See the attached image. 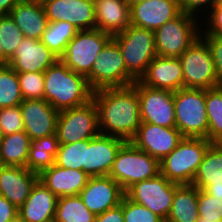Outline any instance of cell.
<instances>
[{
	"instance_id": "d590c367",
	"label": "cell",
	"mask_w": 222,
	"mask_h": 222,
	"mask_svg": "<svg viewBox=\"0 0 222 222\" xmlns=\"http://www.w3.org/2000/svg\"><path fill=\"white\" fill-rule=\"evenodd\" d=\"M0 38L4 54L10 58L24 39L23 32L9 15H0Z\"/></svg>"
},
{
	"instance_id": "d6a6232c",
	"label": "cell",
	"mask_w": 222,
	"mask_h": 222,
	"mask_svg": "<svg viewBox=\"0 0 222 222\" xmlns=\"http://www.w3.org/2000/svg\"><path fill=\"white\" fill-rule=\"evenodd\" d=\"M208 117V140L222 143V87L205 90Z\"/></svg>"
},
{
	"instance_id": "7bdbcfd3",
	"label": "cell",
	"mask_w": 222,
	"mask_h": 222,
	"mask_svg": "<svg viewBox=\"0 0 222 222\" xmlns=\"http://www.w3.org/2000/svg\"><path fill=\"white\" fill-rule=\"evenodd\" d=\"M219 1L221 0H178V4L182 12L196 17V11L200 9L199 7L202 9V7L209 4L205 7L212 9Z\"/></svg>"
},
{
	"instance_id": "836d02e7",
	"label": "cell",
	"mask_w": 222,
	"mask_h": 222,
	"mask_svg": "<svg viewBox=\"0 0 222 222\" xmlns=\"http://www.w3.org/2000/svg\"><path fill=\"white\" fill-rule=\"evenodd\" d=\"M23 102L17 73L9 66H0V109L19 106Z\"/></svg>"
},
{
	"instance_id": "5bb4252c",
	"label": "cell",
	"mask_w": 222,
	"mask_h": 222,
	"mask_svg": "<svg viewBox=\"0 0 222 222\" xmlns=\"http://www.w3.org/2000/svg\"><path fill=\"white\" fill-rule=\"evenodd\" d=\"M48 22L71 23L78 31L96 29L94 0H45Z\"/></svg>"
},
{
	"instance_id": "f5cc1de1",
	"label": "cell",
	"mask_w": 222,
	"mask_h": 222,
	"mask_svg": "<svg viewBox=\"0 0 222 222\" xmlns=\"http://www.w3.org/2000/svg\"><path fill=\"white\" fill-rule=\"evenodd\" d=\"M3 134H2V131H1V128H0V140L2 138Z\"/></svg>"
},
{
	"instance_id": "b9f144b4",
	"label": "cell",
	"mask_w": 222,
	"mask_h": 222,
	"mask_svg": "<svg viewBox=\"0 0 222 222\" xmlns=\"http://www.w3.org/2000/svg\"><path fill=\"white\" fill-rule=\"evenodd\" d=\"M208 20V21H207ZM207 30L203 32L204 36H216L222 38V0L219 1L209 13L206 19Z\"/></svg>"
},
{
	"instance_id": "ac0fdd59",
	"label": "cell",
	"mask_w": 222,
	"mask_h": 222,
	"mask_svg": "<svg viewBox=\"0 0 222 222\" xmlns=\"http://www.w3.org/2000/svg\"><path fill=\"white\" fill-rule=\"evenodd\" d=\"M126 142L122 138L101 133L88 139L86 173L90 177L109 176L117 153Z\"/></svg>"
},
{
	"instance_id": "ee69618b",
	"label": "cell",
	"mask_w": 222,
	"mask_h": 222,
	"mask_svg": "<svg viewBox=\"0 0 222 222\" xmlns=\"http://www.w3.org/2000/svg\"><path fill=\"white\" fill-rule=\"evenodd\" d=\"M94 222H124L123 199L120 205L96 215Z\"/></svg>"
},
{
	"instance_id": "1f68e13d",
	"label": "cell",
	"mask_w": 222,
	"mask_h": 222,
	"mask_svg": "<svg viewBox=\"0 0 222 222\" xmlns=\"http://www.w3.org/2000/svg\"><path fill=\"white\" fill-rule=\"evenodd\" d=\"M96 215L83 203L79 195L57 199L53 222H94Z\"/></svg>"
},
{
	"instance_id": "8992f818",
	"label": "cell",
	"mask_w": 222,
	"mask_h": 222,
	"mask_svg": "<svg viewBox=\"0 0 222 222\" xmlns=\"http://www.w3.org/2000/svg\"><path fill=\"white\" fill-rule=\"evenodd\" d=\"M112 39L121 50L127 71L139 80L157 56L154 32L130 25L123 32L112 36Z\"/></svg>"
},
{
	"instance_id": "6da1fadb",
	"label": "cell",
	"mask_w": 222,
	"mask_h": 222,
	"mask_svg": "<svg viewBox=\"0 0 222 222\" xmlns=\"http://www.w3.org/2000/svg\"><path fill=\"white\" fill-rule=\"evenodd\" d=\"M99 133L130 141L140 124L139 98L133 85L93 91Z\"/></svg>"
},
{
	"instance_id": "44dd1931",
	"label": "cell",
	"mask_w": 222,
	"mask_h": 222,
	"mask_svg": "<svg viewBox=\"0 0 222 222\" xmlns=\"http://www.w3.org/2000/svg\"><path fill=\"white\" fill-rule=\"evenodd\" d=\"M154 89L175 92L183 88V68L179 58L156 56L138 80Z\"/></svg>"
},
{
	"instance_id": "277c9868",
	"label": "cell",
	"mask_w": 222,
	"mask_h": 222,
	"mask_svg": "<svg viewBox=\"0 0 222 222\" xmlns=\"http://www.w3.org/2000/svg\"><path fill=\"white\" fill-rule=\"evenodd\" d=\"M176 129L184 137H200L208 140V117L205 90L181 88L174 92Z\"/></svg>"
},
{
	"instance_id": "c3c4849f",
	"label": "cell",
	"mask_w": 222,
	"mask_h": 222,
	"mask_svg": "<svg viewBox=\"0 0 222 222\" xmlns=\"http://www.w3.org/2000/svg\"><path fill=\"white\" fill-rule=\"evenodd\" d=\"M1 41L2 40L0 38V66H6L9 63V58L4 54Z\"/></svg>"
},
{
	"instance_id": "681fc988",
	"label": "cell",
	"mask_w": 222,
	"mask_h": 222,
	"mask_svg": "<svg viewBox=\"0 0 222 222\" xmlns=\"http://www.w3.org/2000/svg\"><path fill=\"white\" fill-rule=\"evenodd\" d=\"M8 222H25L21 216L18 214L16 215L14 218H12L11 220H9Z\"/></svg>"
},
{
	"instance_id": "3957f363",
	"label": "cell",
	"mask_w": 222,
	"mask_h": 222,
	"mask_svg": "<svg viewBox=\"0 0 222 222\" xmlns=\"http://www.w3.org/2000/svg\"><path fill=\"white\" fill-rule=\"evenodd\" d=\"M211 144L206 138L184 137L169 155L160 160V173L170 182L191 185Z\"/></svg>"
},
{
	"instance_id": "cb8c5ba5",
	"label": "cell",
	"mask_w": 222,
	"mask_h": 222,
	"mask_svg": "<svg viewBox=\"0 0 222 222\" xmlns=\"http://www.w3.org/2000/svg\"><path fill=\"white\" fill-rule=\"evenodd\" d=\"M96 29L114 36L131 25L130 5L126 0H94Z\"/></svg>"
},
{
	"instance_id": "9c48e42d",
	"label": "cell",
	"mask_w": 222,
	"mask_h": 222,
	"mask_svg": "<svg viewBox=\"0 0 222 222\" xmlns=\"http://www.w3.org/2000/svg\"><path fill=\"white\" fill-rule=\"evenodd\" d=\"M200 37L179 57L183 68V88L219 87L214 61L207 43Z\"/></svg>"
},
{
	"instance_id": "8fae6325",
	"label": "cell",
	"mask_w": 222,
	"mask_h": 222,
	"mask_svg": "<svg viewBox=\"0 0 222 222\" xmlns=\"http://www.w3.org/2000/svg\"><path fill=\"white\" fill-rule=\"evenodd\" d=\"M99 134L97 109L93 100L59 111L56 136L60 144L88 140Z\"/></svg>"
},
{
	"instance_id": "2e32d148",
	"label": "cell",
	"mask_w": 222,
	"mask_h": 222,
	"mask_svg": "<svg viewBox=\"0 0 222 222\" xmlns=\"http://www.w3.org/2000/svg\"><path fill=\"white\" fill-rule=\"evenodd\" d=\"M85 206L95 215L121 204L125 191L110 176L90 177L78 194Z\"/></svg>"
},
{
	"instance_id": "74e56055",
	"label": "cell",
	"mask_w": 222,
	"mask_h": 222,
	"mask_svg": "<svg viewBox=\"0 0 222 222\" xmlns=\"http://www.w3.org/2000/svg\"><path fill=\"white\" fill-rule=\"evenodd\" d=\"M23 100L44 99V73H17Z\"/></svg>"
},
{
	"instance_id": "d6986e66",
	"label": "cell",
	"mask_w": 222,
	"mask_h": 222,
	"mask_svg": "<svg viewBox=\"0 0 222 222\" xmlns=\"http://www.w3.org/2000/svg\"><path fill=\"white\" fill-rule=\"evenodd\" d=\"M131 25L155 32L182 11L178 0H145L130 7Z\"/></svg>"
},
{
	"instance_id": "4fadbf2b",
	"label": "cell",
	"mask_w": 222,
	"mask_h": 222,
	"mask_svg": "<svg viewBox=\"0 0 222 222\" xmlns=\"http://www.w3.org/2000/svg\"><path fill=\"white\" fill-rule=\"evenodd\" d=\"M132 85L139 98L141 123L176 128L174 92L150 88L138 80Z\"/></svg>"
},
{
	"instance_id": "7c38bea8",
	"label": "cell",
	"mask_w": 222,
	"mask_h": 222,
	"mask_svg": "<svg viewBox=\"0 0 222 222\" xmlns=\"http://www.w3.org/2000/svg\"><path fill=\"white\" fill-rule=\"evenodd\" d=\"M179 184L170 182L161 173L157 176L137 182L125 191L131 201L147 207L166 221Z\"/></svg>"
},
{
	"instance_id": "52a82bcc",
	"label": "cell",
	"mask_w": 222,
	"mask_h": 222,
	"mask_svg": "<svg viewBox=\"0 0 222 222\" xmlns=\"http://www.w3.org/2000/svg\"><path fill=\"white\" fill-rule=\"evenodd\" d=\"M196 20V21H195ZM198 19L184 12L166 22L155 32L156 55L179 58L200 37Z\"/></svg>"
},
{
	"instance_id": "603a6c76",
	"label": "cell",
	"mask_w": 222,
	"mask_h": 222,
	"mask_svg": "<svg viewBox=\"0 0 222 222\" xmlns=\"http://www.w3.org/2000/svg\"><path fill=\"white\" fill-rule=\"evenodd\" d=\"M39 180L58 198L76 196L86 186L90 176L82 170L52 165L43 170Z\"/></svg>"
},
{
	"instance_id": "7a4b0ae2",
	"label": "cell",
	"mask_w": 222,
	"mask_h": 222,
	"mask_svg": "<svg viewBox=\"0 0 222 222\" xmlns=\"http://www.w3.org/2000/svg\"><path fill=\"white\" fill-rule=\"evenodd\" d=\"M44 100L57 111L82 106L92 100L86 76L75 73L60 59L44 72Z\"/></svg>"
},
{
	"instance_id": "7dc6e473",
	"label": "cell",
	"mask_w": 222,
	"mask_h": 222,
	"mask_svg": "<svg viewBox=\"0 0 222 222\" xmlns=\"http://www.w3.org/2000/svg\"><path fill=\"white\" fill-rule=\"evenodd\" d=\"M209 195L222 201V185L219 186H206L203 189Z\"/></svg>"
},
{
	"instance_id": "ba28073f",
	"label": "cell",
	"mask_w": 222,
	"mask_h": 222,
	"mask_svg": "<svg viewBox=\"0 0 222 222\" xmlns=\"http://www.w3.org/2000/svg\"><path fill=\"white\" fill-rule=\"evenodd\" d=\"M86 78L93 91L103 88L126 87L136 81L127 71L121 50L113 39L100 51Z\"/></svg>"
},
{
	"instance_id": "30bf717a",
	"label": "cell",
	"mask_w": 222,
	"mask_h": 222,
	"mask_svg": "<svg viewBox=\"0 0 222 222\" xmlns=\"http://www.w3.org/2000/svg\"><path fill=\"white\" fill-rule=\"evenodd\" d=\"M111 39L110 34L99 29L78 31L59 59L75 73L87 76L100 51Z\"/></svg>"
},
{
	"instance_id": "816d5d0a",
	"label": "cell",
	"mask_w": 222,
	"mask_h": 222,
	"mask_svg": "<svg viewBox=\"0 0 222 222\" xmlns=\"http://www.w3.org/2000/svg\"><path fill=\"white\" fill-rule=\"evenodd\" d=\"M30 1H36V2L42 3V2L45 1V0H30Z\"/></svg>"
},
{
	"instance_id": "f35d334b",
	"label": "cell",
	"mask_w": 222,
	"mask_h": 222,
	"mask_svg": "<svg viewBox=\"0 0 222 222\" xmlns=\"http://www.w3.org/2000/svg\"><path fill=\"white\" fill-rule=\"evenodd\" d=\"M124 222H165L150 209L123 197Z\"/></svg>"
},
{
	"instance_id": "83f0119b",
	"label": "cell",
	"mask_w": 222,
	"mask_h": 222,
	"mask_svg": "<svg viewBox=\"0 0 222 222\" xmlns=\"http://www.w3.org/2000/svg\"><path fill=\"white\" fill-rule=\"evenodd\" d=\"M191 185L198 189L222 185V143L209 146Z\"/></svg>"
},
{
	"instance_id": "f1b7e54d",
	"label": "cell",
	"mask_w": 222,
	"mask_h": 222,
	"mask_svg": "<svg viewBox=\"0 0 222 222\" xmlns=\"http://www.w3.org/2000/svg\"><path fill=\"white\" fill-rule=\"evenodd\" d=\"M31 138L25 131L2 136L0 140V165L26 167Z\"/></svg>"
},
{
	"instance_id": "4316f807",
	"label": "cell",
	"mask_w": 222,
	"mask_h": 222,
	"mask_svg": "<svg viewBox=\"0 0 222 222\" xmlns=\"http://www.w3.org/2000/svg\"><path fill=\"white\" fill-rule=\"evenodd\" d=\"M198 188L193 185H179L175 189L171 211L165 222H197Z\"/></svg>"
},
{
	"instance_id": "e575fe53",
	"label": "cell",
	"mask_w": 222,
	"mask_h": 222,
	"mask_svg": "<svg viewBox=\"0 0 222 222\" xmlns=\"http://www.w3.org/2000/svg\"><path fill=\"white\" fill-rule=\"evenodd\" d=\"M88 140L70 144H60L55 157V165L62 168L78 169L86 173V148Z\"/></svg>"
},
{
	"instance_id": "5b68a950",
	"label": "cell",
	"mask_w": 222,
	"mask_h": 222,
	"mask_svg": "<svg viewBox=\"0 0 222 222\" xmlns=\"http://www.w3.org/2000/svg\"><path fill=\"white\" fill-rule=\"evenodd\" d=\"M160 174V161L127 141L117 153L109 176L124 191L133 184Z\"/></svg>"
},
{
	"instance_id": "e0dca14e",
	"label": "cell",
	"mask_w": 222,
	"mask_h": 222,
	"mask_svg": "<svg viewBox=\"0 0 222 222\" xmlns=\"http://www.w3.org/2000/svg\"><path fill=\"white\" fill-rule=\"evenodd\" d=\"M19 106L24 131L31 140L56 134L59 111L50 103L44 99L23 100Z\"/></svg>"
},
{
	"instance_id": "60d3db41",
	"label": "cell",
	"mask_w": 222,
	"mask_h": 222,
	"mask_svg": "<svg viewBox=\"0 0 222 222\" xmlns=\"http://www.w3.org/2000/svg\"><path fill=\"white\" fill-rule=\"evenodd\" d=\"M207 43L215 65L218 86L222 87V38L216 36H203Z\"/></svg>"
},
{
	"instance_id": "ab89813d",
	"label": "cell",
	"mask_w": 222,
	"mask_h": 222,
	"mask_svg": "<svg viewBox=\"0 0 222 222\" xmlns=\"http://www.w3.org/2000/svg\"><path fill=\"white\" fill-rule=\"evenodd\" d=\"M0 128L3 136L24 131L20 106L0 109Z\"/></svg>"
},
{
	"instance_id": "9a60e30c",
	"label": "cell",
	"mask_w": 222,
	"mask_h": 222,
	"mask_svg": "<svg viewBox=\"0 0 222 222\" xmlns=\"http://www.w3.org/2000/svg\"><path fill=\"white\" fill-rule=\"evenodd\" d=\"M183 138L184 136L176 128L141 123L130 142L160 161L169 155Z\"/></svg>"
},
{
	"instance_id": "ffe728a7",
	"label": "cell",
	"mask_w": 222,
	"mask_h": 222,
	"mask_svg": "<svg viewBox=\"0 0 222 222\" xmlns=\"http://www.w3.org/2000/svg\"><path fill=\"white\" fill-rule=\"evenodd\" d=\"M58 59L40 40L24 38L9 58L8 65L16 73H44Z\"/></svg>"
},
{
	"instance_id": "8d00e7d4",
	"label": "cell",
	"mask_w": 222,
	"mask_h": 222,
	"mask_svg": "<svg viewBox=\"0 0 222 222\" xmlns=\"http://www.w3.org/2000/svg\"><path fill=\"white\" fill-rule=\"evenodd\" d=\"M197 222H222V201L198 189Z\"/></svg>"
},
{
	"instance_id": "f546056e",
	"label": "cell",
	"mask_w": 222,
	"mask_h": 222,
	"mask_svg": "<svg viewBox=\"0 0 222 222\" xmlns=\"http://www.w3.org/2000/svg\"><path fill=\"white\" fill-rule=\"evenodd\" d=\"M59 145L56 134L31 140L26 163L28 170L39 175L43 170L54 165Z\"/></svg>"
},
{
	"instance_id": "bcb514c9",
	"label": "cell",
	"mask_w": 222,
	"mask_h": 222,
	"mask_svg": "<svg viewBox=\"0 0 222 222\" xmlns=\"http://www.w3.org/2000/svg\"><path fill=\"white\" fill-rule=\"evenodd\" d=\"M21 0H0V15H9Z\"/></svg>"
},
{
	"instance_id": "d4e9b609",
	"label": "cell",
	"mask_w": 222,
	"mask_h": 222,
	"mask_svg": "<svg viewBox=\"0 0 222 222\" xmlns=\"http://www.w3.org/2000/svg\"><path fill=\"white\" fill-rule=\"evenodd\" d=\"M57 199L58 197L38 180L18 209V214L25 222H51L54 220Z\"/></svg>"
},
{
	"instance_id": "484cf974",
	"label": "cell",
	"mask_w": 222,
	"mask_h": 222,
	"mask_svg": "<svg viewBox=\"0 0 222 222\" xmlns=\"http://www.w3.org/2000/svg\"><path fill=\"white\" fill-rule=\"evenodd\" d=\"M9 16L23 32L24 38L40 40L48 24L42 3L36 1L21 0Z\"/></svg>"
},
{
	"instance_id": "4dcf8cb0",
	"label": "cell",
	"mask_w": 222,
	"mask_h": 222,
	"mask_svg": "<svg viewBox=\"0 0 222 222\" xmlns=\"http://www.w3.org/2000/svg\"><path fill=\"white\" fill-rule=\"evenodd\" d=\"M78 30L69 22H48L40 41L58 58H60L69 42Z\"/></svg>"
},
{
	"instance_id": "f907efd6",
	"label": "cell",
	"mask_w": 222,
	"mask_h": 222,
	"mask_svg": "<svg viewBox=\"0 0 222 222\" xmlns=\"http://www.w3.org/2000/svg\"><path fill=\"white\" fill-rule=\"evenodd\" d=\"M126 1L131 7L132 5L142 2V1H145V0H126Z\"/></svg>"
},
{
	"instance_id": "7402d4cb",
	"label": "cell",
	"mask_w": 222,
	"mask_h": 222,
	"mask_svg": "<svg viewBox=\"0 0 222 222\" xmlns=\"http://www.w3.org/2000/svg\"><path fill=\"white\" fill-rule=\"evenodd\" d=\"M38 180V174L27 167L0 165V195L18 209L24 204Z\"/></svg>"
},
{
	"instance_id": "f6af8a7d",
	"label": "cell",
	"mask_w": 222,
	"mask_h": 222,
	"mask_svg": "<svg viewBox=\"0 0 222 222\" xmlns=\"http://www.w3.org/2000/svg\"><path fill=\"white\" fill-rule=\"evenodd\" d=\"M18 215V208L0 195V222H8Z\"/></svg>"
}]
</instances>
